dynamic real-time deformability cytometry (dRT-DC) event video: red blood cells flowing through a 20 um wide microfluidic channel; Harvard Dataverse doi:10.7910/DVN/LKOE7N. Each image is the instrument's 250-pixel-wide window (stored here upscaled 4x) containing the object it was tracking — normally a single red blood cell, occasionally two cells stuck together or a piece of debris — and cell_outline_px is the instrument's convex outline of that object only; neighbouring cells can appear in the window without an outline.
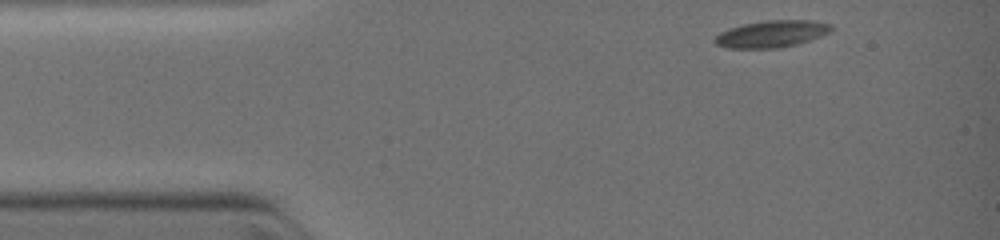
{"species": "common noctule bat (a hibernating species)", "species_latin": "Nyctalus noctula", "temperature_condition": "warm", "stored_images_in_passage": 8, "camera_frame_rate_fps": 3000, "um_per_image_px": 0.085, "animal": {"sex": "female", "body_mass_g": 19.0, "forearm_length_mm": 51.5}, "frame": {"image": 1, "passage_image": 1, "time_ms": 0.0, "image_size_px": [1000, 240], "cell_outline_px": [[832, 32], [796, 44], [776, 48], [724, 48], [716, 44], [716, 36], [720, 32], [744, 24], [768, 20], [808, 20], [828, 24], [832, 28]], "centroid_in_image_um": [65.58, 2.89], "position_along_channel_um": 19.4, "area_um2": 17.86}}
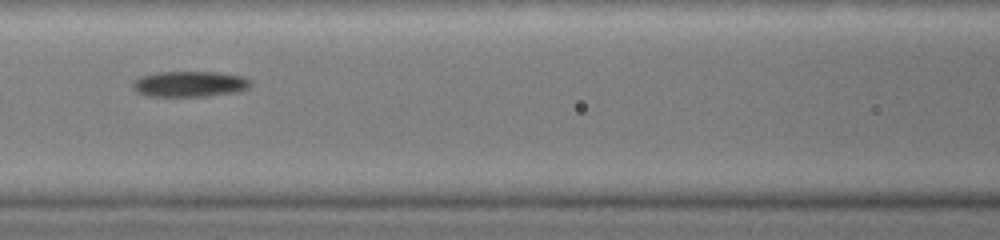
{"frame": {"image": 2, "passage_image": 6, "time_ms": 4.0, "image_size_px": [1000, 240], "cell_outline_px": [[252, 84], [248, 88], [240, 92], [208, 96], [148, 96], [136, 92], [132, 84], [136, 80], [144, 76], [156, 72], [220, 72], [244, 76], [252, 80]], "centroid_in_image_um": [16.22, 7.14], "position_along_channel_um": 150.4, "area_um2": 17.8}}
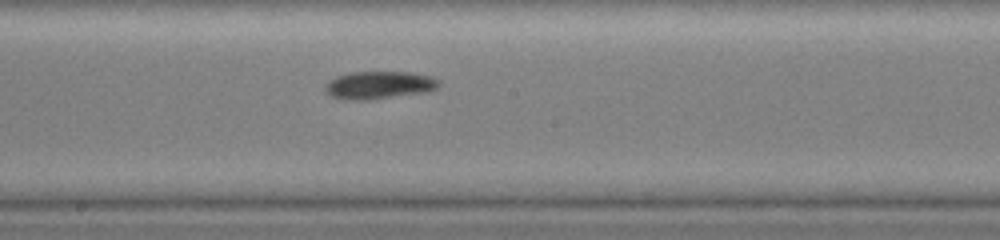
{"frame": {"image": 3, "passage_image": 8, "time_ms": 5.333, "image_size_px": [1000, 240], "cell_outline_px": [[440, 84], [432, 92], [368, 100], [344, 100], [332, 96], [324, 92], [324, 88], [336, 76], [352, 72], [412, 72], [432, 76], [440, 80]], "centroid_in_image_um": [32.29, 7.24], "position_along_channel_um": 215.9, "area_um2": 18.67}}